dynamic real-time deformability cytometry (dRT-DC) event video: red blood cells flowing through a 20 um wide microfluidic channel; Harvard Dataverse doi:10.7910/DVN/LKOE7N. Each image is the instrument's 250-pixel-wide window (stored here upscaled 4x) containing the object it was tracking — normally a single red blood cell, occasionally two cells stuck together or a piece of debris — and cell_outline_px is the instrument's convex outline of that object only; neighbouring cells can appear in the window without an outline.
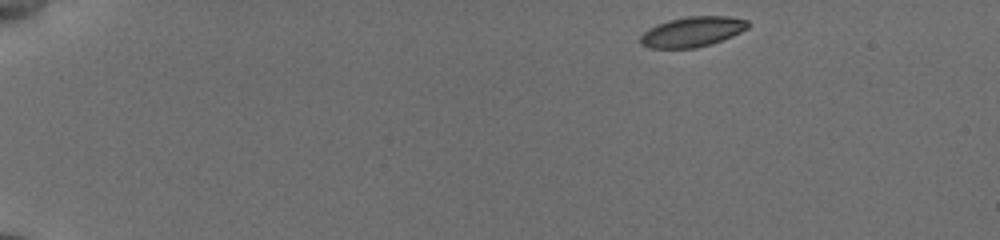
{"species": "common noctule bat (a hibernating species)", "species_latin": "Nyctalus noctula", "temperature_condition": "cold", "stored_images_in_passage": 48, "camera_frame_rate_fps": 3000, "um_per_image_px": 0.085, "animal": {"sex": "female", "body_mass_g": 19.5, "forearm_length_mm": 54.1}, "frame": {"image": 1, "passage_image": 1, "time_ms": 0.0, "image_size_px": [1000, 240], "cell_outline_px": [[748, 28], [732, 36], [712, 44], [696, 48], [648, 48], [640, 44], [640, 36], [648, 28], [668, 20], [688, 16], [728, 16], [748, 20]], "centroid_in_image_um": [58.83, 2.7], "position_along_channel_um": 26.2, "area_um2": 18.96}}
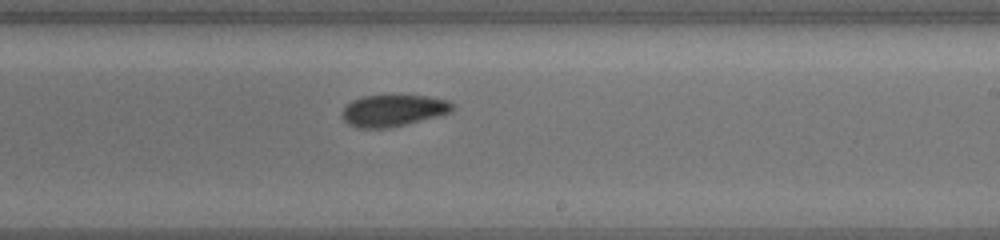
{"frame": {"image": 2, "passage_image": 28, "time_ms": 9.0, "image_size_px": [1000, 240], "cell_outline_px": [[456, 108], [452, 112], [440, 116], [388, 128], [356, 128], [348, 124], [344, 120], [340, 112], [352, 100], [364, 96], [428, 96], [448, 100], [456, 104]], "centroid_in_image_um": [33.47, 9.4], "position_along_channel_um": 255.5, "area_um2": 20.52}}
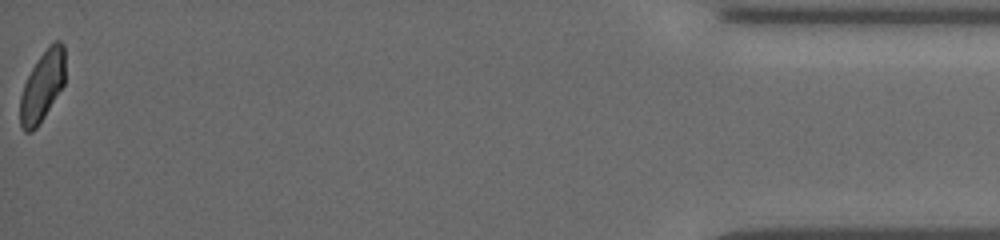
{"frame": {"image": 3, "passage_image": 48, "time_ms": 15.667, "image_size_px": [1000, 240], "cell_outline_px": [[64, 84], [44, 116], [36, 128], [32, 132], [24, 132], [20, 128], [20, 96], [24, 84], [36, 60], [48, 44], [56, 40], [60, 40], [64, 44]], "centroid_in_image_um": [3.58, 7.3], "position_along_channel_um": 431.6, "area_um2": 18.5}, "authors_computed_cell_mechanics": {"area_um2": 19.4208, "velocity_mm_per_s": 3.8107, "shape_relaxation_time_tau1_ms": 6.113, "shape_relaxation_time_tau2_ms": null, "deformation_change_tau1": 0.1677, "deformation_change_tau2": null}}